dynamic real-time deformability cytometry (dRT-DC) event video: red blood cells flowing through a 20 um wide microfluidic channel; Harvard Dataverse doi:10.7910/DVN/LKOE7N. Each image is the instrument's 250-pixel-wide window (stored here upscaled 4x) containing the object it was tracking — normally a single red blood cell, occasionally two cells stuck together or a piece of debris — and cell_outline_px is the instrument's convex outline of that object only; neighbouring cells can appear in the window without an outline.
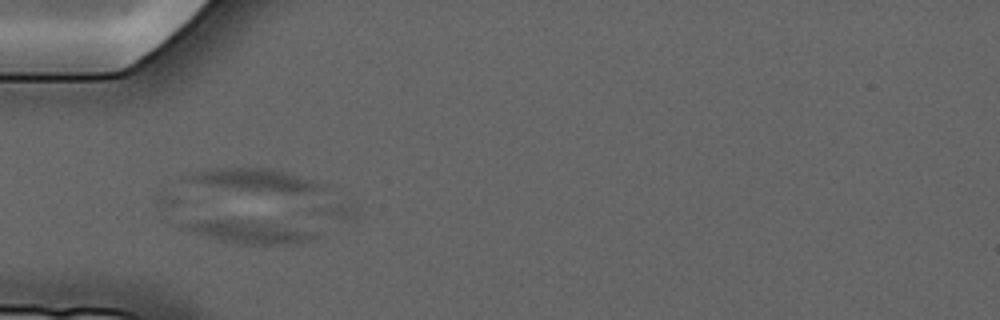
{"species": "common noctule bat (a hibernating species)", "species_latin": "Nyctalus noctula", "temperature_condition": "cold", "stored_images_in_passage": 5, "camera_frame_rate_fps": 3000, "um_per_image_px": 0.085, "animal": {"sex": "male", "forearm_length_mm": 52.5}, "frame": {"image": 1, "passage_image": 5, "time_ms": 4.667, "image_size_px": [1000, 320], "cell_outline_px": [[324, 236], [316, 240], [296, 244], [236, 244], [220, 240], [180, 228], [180, 224], [196, 220], [256, 220], [316, 232]], "centroid_in_image_um": [21.29, 19.72], "position_along_channel_um": 63.7, "area_um2": 17.57}}